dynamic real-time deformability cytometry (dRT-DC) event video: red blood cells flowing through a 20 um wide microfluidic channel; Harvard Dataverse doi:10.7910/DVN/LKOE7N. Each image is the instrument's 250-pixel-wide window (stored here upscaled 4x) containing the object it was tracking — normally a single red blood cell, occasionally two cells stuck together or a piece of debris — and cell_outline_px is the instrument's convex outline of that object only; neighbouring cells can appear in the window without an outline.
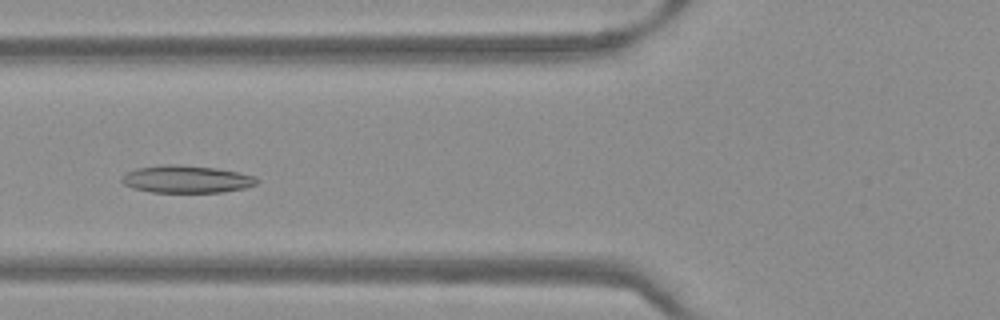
{"species": "Egyptian fruit bat (a non-hibernating species)", "species_latin": "Rousettus aegyptiacus", "temperature_condition": "warm", "stored_images_in_passage": 46, "camera_frame_rate_fps": 3000, "um_per_image_px": 0.085, "frame": {"image": 1, "passage_image": 15, "time_ms": 4.667, "image_size_px": [1000, 320], "cell_outline_px": [[260, 180], [256, 184], [244, 188], [224, 192], [152, 192], [132, 188], [124, 184], [120, 180], [120, 176], [124, 172], [136, 168], [160, 164], [180, 164], [216, 168], [256, 176]], "centroid_in_image_um": [15.8, 15.22], "position_along_channel_um": 110.0, "area_um2": 21.91}}
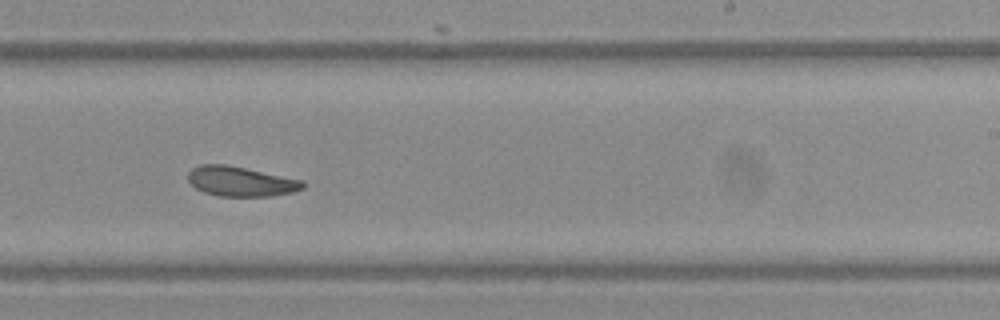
{"frame": {"image": 2, "passage_image": 27, "time_ms": 8.667, "image_size_px": [1000, 320], "cell_outline_px": [[304, 188], [292, 192], [272, 196], [220, 196], [204, 192], [196, 188], [188, 180], [188, 172], [192, 168], [200, 164], [224, 164], [304, 180]], "centroid_in_image_um": [20.46, 15.42], "position_along_channel_um": 268.5, "area_um2": 19.83}}
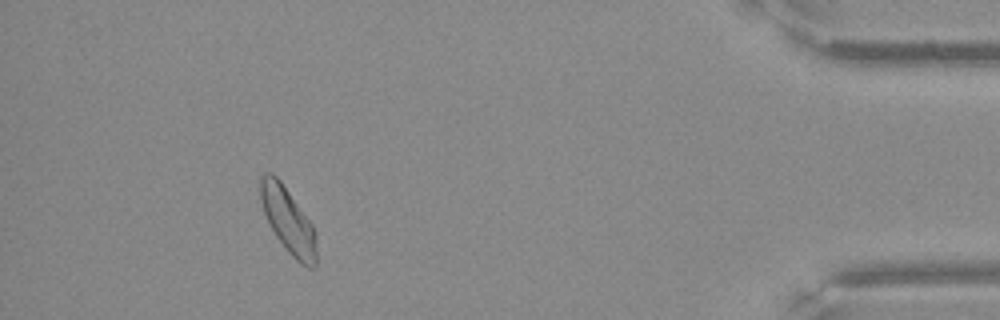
{"frame": {"image": 3, "passage_image": 42, "time_ms": 13.667, "image_size_px": [1000, 320], "cell_outline_px": [[316, 268], [308, 268], [300, 264], [288, 252], [276, 236], [264, 212], [260, 200], [260, 176], [264, 172], [272, 172], [280, 180], [312, 224], [316, 232]], "centroid_in_image_um": [24.5, 18.75], "position_along_channel_um": 410.7, "area_um2": 21.33}}